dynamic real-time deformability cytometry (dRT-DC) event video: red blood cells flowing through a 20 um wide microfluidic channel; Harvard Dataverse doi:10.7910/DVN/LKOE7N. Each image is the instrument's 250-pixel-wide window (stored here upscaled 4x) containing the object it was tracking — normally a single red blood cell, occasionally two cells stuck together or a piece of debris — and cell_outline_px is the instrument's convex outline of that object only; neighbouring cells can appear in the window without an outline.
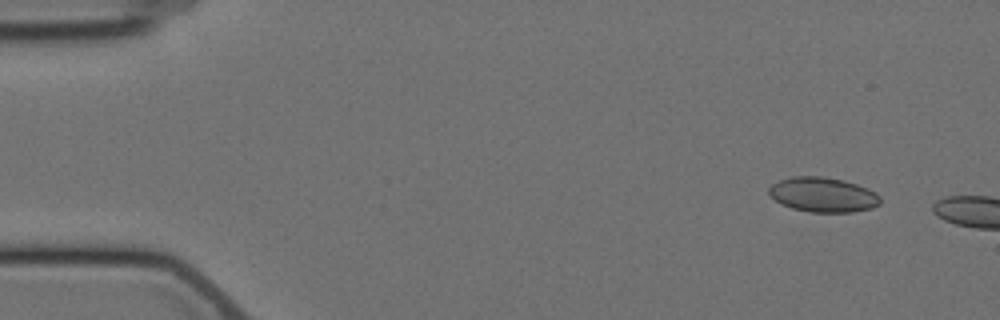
{"species": "Egyptian fruit bat (a non-hibernating species)", "species_latin": "Rousettus aegyptiacus", "temperature_condition": "cold", "stored_images_in_passage": 2, "camera_frame_rate_fps": 3000, "um_per_image_px": 0.085, "animal": {"sex": "female"}, "frame": {"image": 1, "passage_image": 1, "time_ms": 0.0, "image_size_px": [1000, 320], "cell_outline_px": [[880, 204], [872, 208], [852, 212], [812, 212], [792, 208], [780, 204], [768, 192], [768, 188], [772, 184], [780, 180], [792, 176], [824, 176], [844, 180], [868, 188], [876, 192], [880, 196]], "centroid_in_image_um": [69.97, 16.54], "position_along_channel_um": 15.0, "area_um2": 22.66}}